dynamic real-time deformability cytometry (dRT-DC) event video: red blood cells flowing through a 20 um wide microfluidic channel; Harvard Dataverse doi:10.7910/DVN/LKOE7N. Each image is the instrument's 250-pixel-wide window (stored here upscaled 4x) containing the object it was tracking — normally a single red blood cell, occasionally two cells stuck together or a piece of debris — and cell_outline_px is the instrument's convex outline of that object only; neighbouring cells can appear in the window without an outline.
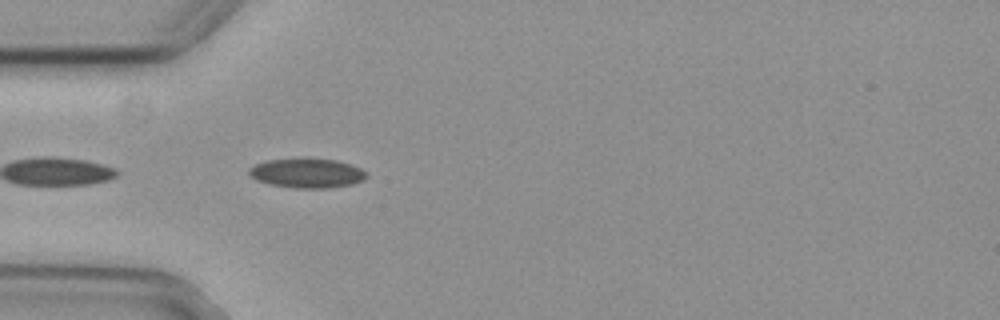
{"species": "common noctule bat (a hibernating species)", "species_latin": "Nyctalus noctula", "temperature_condition": "cold", "stored_images_in_passage": 5, "camera_frame_rate_fps": 3000, "um_per_image_px": 0.085, "animal": {"sex": "female", "body_mass_g": 29.2, "forearm_length_mm": 56.3}, "frame": {"image": 1, "passage_image": 2, "time_ms": 0.333, "image_size_px": [1000, 320], "cell_outline_px": [[368, 176], [364, 180], [352, 184], [328, 188], [296, 188], [268, 184], [256, 180], [248, 172], [248, 168], [256, 164], [268, 160], [304, 156], [336, 160], [352, 164], [368, 172]], "centroid_in_image_um": [26.12, 14.68], "position_along_channel_um": 58.9, "area_um2": 20.81}}